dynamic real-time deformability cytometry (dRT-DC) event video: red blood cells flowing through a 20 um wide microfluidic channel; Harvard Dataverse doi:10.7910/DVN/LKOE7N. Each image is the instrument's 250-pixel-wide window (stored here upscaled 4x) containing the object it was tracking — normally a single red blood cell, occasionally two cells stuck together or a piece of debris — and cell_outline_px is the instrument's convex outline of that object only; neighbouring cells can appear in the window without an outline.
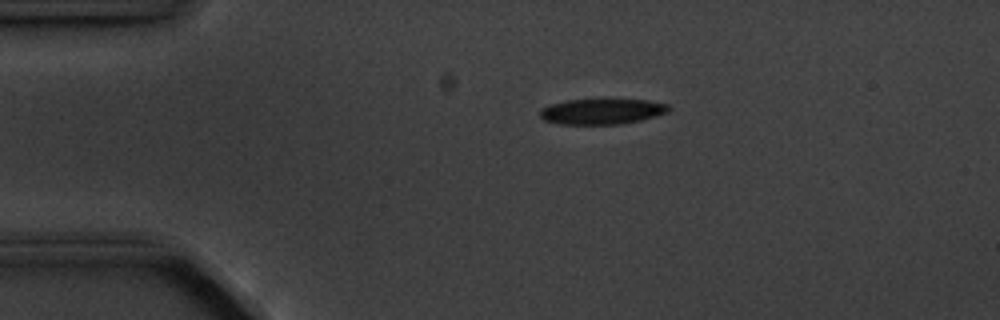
{"species": "common noctule bat (a hibernating species)", "species_latin": "Nyctalus noctula", "temperature_condition": "cold", "stored_images_in_passage": 2, "camera_frame_rate_fps": 3000, "um_per_image_px": 0.085, "animal": {"sex": "male", "body_mass_g": 20.1, "forearm_length_mm": 53.5}, "frame": {"image": 1, "passage_image": 1, "time_ms": 0.0, "image_size_px": [1000, 320], "cell_outline_px": [[672, 108], [668, 112], [656, 116], [640, 120], [620, 124], [560, 124], [544, 120], [540, 116], [540, 108], [552, 104], [568, 100], [648, 100], [668, 104]], "centroid_in_image_um": [51.19, 9.48], "position_along_channel_um": 33.8, "area_um2": 19.02}}